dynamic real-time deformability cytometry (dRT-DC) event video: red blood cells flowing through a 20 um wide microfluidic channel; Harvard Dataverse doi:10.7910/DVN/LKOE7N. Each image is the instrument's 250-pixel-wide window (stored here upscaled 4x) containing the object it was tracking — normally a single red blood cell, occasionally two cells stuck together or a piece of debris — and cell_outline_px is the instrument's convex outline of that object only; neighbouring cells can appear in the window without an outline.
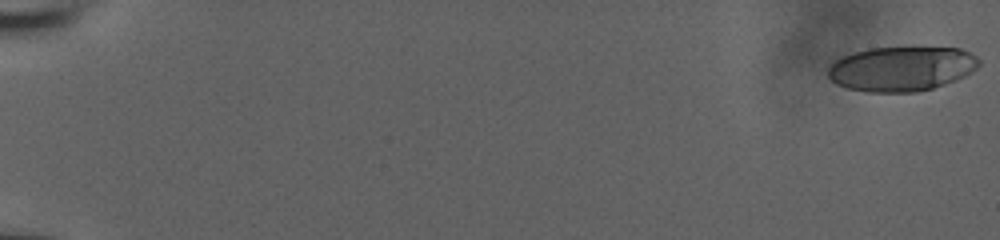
{"species": "human", "species_latin": "Homo sapiens", "temperature_condition": "room temperature", "stored_images_in_passage": 56, "camera_frame_rate_fps": 3000, "um_per_image_px": 0.085, "donor": {"sex": "male"}, "frame": {"image": 1, "passage_image": 1, "time_ms": 0.0, "image_size_px": [1000, 240], "cell_outline_px": [[980, 64], [972, 72], [956, 80], [932, 88], [916, 92], [868, 92], [848, 88], [836, 84], [828, 76], [828, 68], [836, 60], [844, 56], [868, 48], [904, 44], [960, 48], [976, 56], [980, 60]], "centroid_in_image_um": [76.67, 5.79], "position_along_channel_um": 8.3, "area_um2": 40.34}}
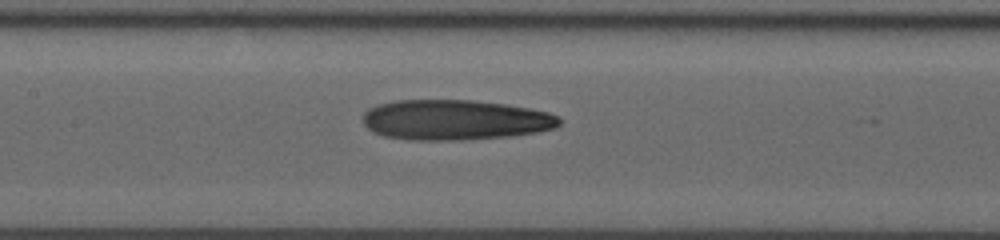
{"frame": {"image": 2, "passage_image": 30, "time_ms": 9.667, "image_size_px": [1000, 240], "cell_outline_px": [[564, 120], [556, 128], [536, 132], [512, 136], [460, 140], [412, 140], [384, 136], [368, 128], [364, 124], [364, 112], [368, 108], [380, 104], [396, 100], [472, 100], [504, 104], [528, 108], [548, 112], [560, 116]], "centroid_in_image_um": [38.73, 10.19], "position_along_channel_um": 168.7, "area_um2": 46.18}}
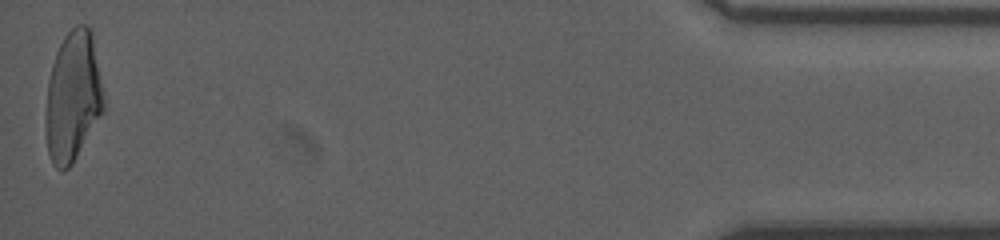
{"frame": {"image": 3, "passage_image": 56, "time_ms": 18.333, "image_size_px": [1000, 240], "cell_outline_px": [[104, 108], [72, 164], [68, 168], [60, 172], [52, 164], [48, 152], [48, 80], [52, 64], [56, 52], [64, 36], [76, 24], [84, 24], [92, 32], [104, 96]], "centroid_in_image_um": [6.22, 8.18], "position_along_channel_um": 429.0, "area_um2": 42.89}, "authors_computed_cell_mechanics": {"area_um2": 44.1303, "velocity_mm_per_s": 3.9485, "shape_relaxation_time_tau1_ms": 10.8444, "shape_relaxation_time_tau2_ms": 2.6019, "deformation_change_tau1": 0.3188, "deformation_change_tau2": 0.136}}